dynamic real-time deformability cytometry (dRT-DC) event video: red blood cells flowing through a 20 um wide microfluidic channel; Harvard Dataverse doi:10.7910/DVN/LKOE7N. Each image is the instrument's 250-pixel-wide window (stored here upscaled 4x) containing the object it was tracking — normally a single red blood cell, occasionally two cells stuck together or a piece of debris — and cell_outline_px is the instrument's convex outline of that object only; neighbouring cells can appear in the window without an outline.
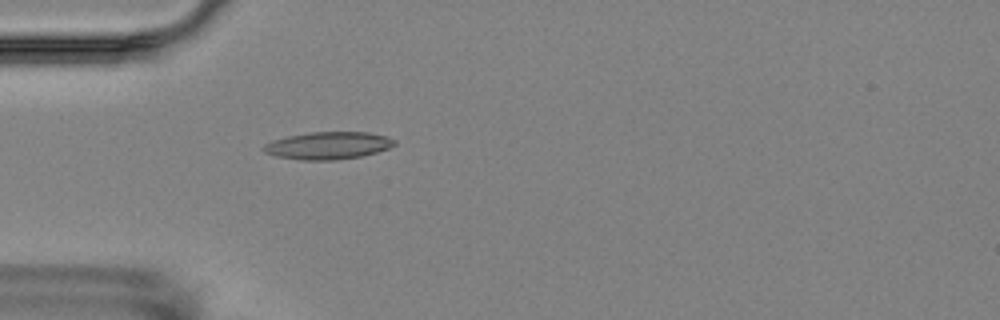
{"species": "Egyptian fruit bat (a non-hibernating species)", "species_latin": "Rousettus aegyptiacus", "temperature_condition": "room temperature", "stored_images_in_passage": 4, "camera_frame_rate_fps": 3000, "um_per_image_px": 0.085, "animal": {"sex": "female"}, "frame": {"image": 1, "passage_image": 4, "time_ms": 4.667, "image_size_px": [1000, 320], "cell_outline_px": [[396, 144], [388, 148], [376, 152], [360, 156], [336, 160], [300, 160], [276, 156], [264, 152], [260, 148], [264, 144], [272, 140], [288, 136], [308, 132], [368, 132], [384, 136], [396, 140]], "centroid_in_image_um": [27.84, 12.37], "position_along_channel_um": 57.2, "area_um2": 20.92}}